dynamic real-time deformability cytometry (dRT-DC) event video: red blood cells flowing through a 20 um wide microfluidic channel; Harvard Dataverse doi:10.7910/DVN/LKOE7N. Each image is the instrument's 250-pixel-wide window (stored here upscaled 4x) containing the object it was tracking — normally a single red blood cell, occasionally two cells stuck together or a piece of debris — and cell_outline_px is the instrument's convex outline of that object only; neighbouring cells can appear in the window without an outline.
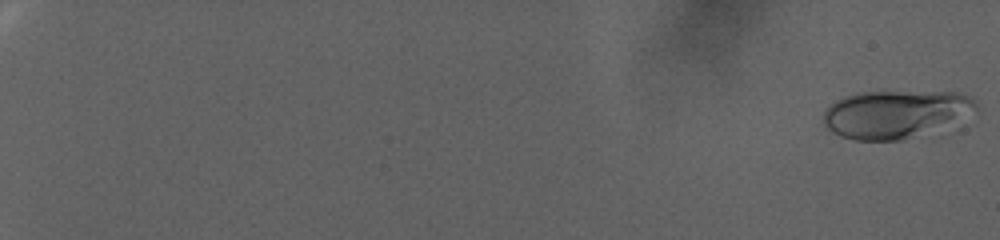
{"species": "human", "species_latin": "Homo sapiens", "temperature_condition": "warm", "stored_images_in_passage": 103, "camera_frame_rate_fps": 3000, "um_per_image_px": 0.085, "donor": {"sex": "female"}, "frame": {"image": 1, "passage_image": 1, "time_ms": 0.0, "image_size_px": [1000, 240], "cell_outline_px": [[980, 112], [900, 140], [856, 140], [840, 136], [832, 132], [824, 124], [824, 112], [836, 100], [844, 96], [856, 92], [960, 92], [972, 96], [980, 108]], "centroid_in_image_um": [76.14, 9.66], "position_along_channel_um": 8.9, "area_um2": 42.25}}
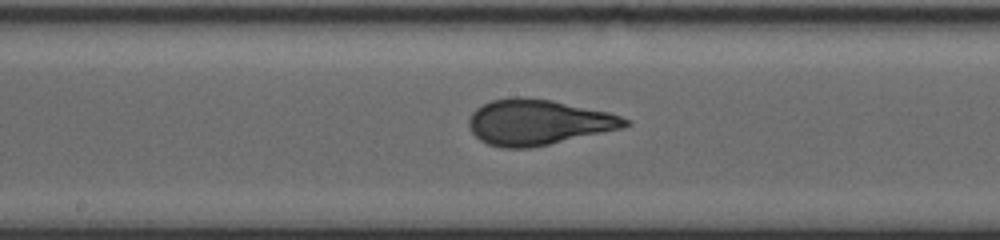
{"frame": {"image": 2, "passage_image": 63, "time_ms": 20.667, "image_size_px": [1000, 240], "cell_outline_px": [[632, 124], [620, 128], [532, 148], [500, 148], [488, 144], [480, 140], [468, 128], [468, 120], [472, 112], [476, 108], [492, 100], [512, 96], [520, 96], [552, 100], [608, 112], [632, 120]], "centroid_in_image_um": [45.71, 10.38], "position_along_channel_um": 202.5, "area_um2": 41.44}}
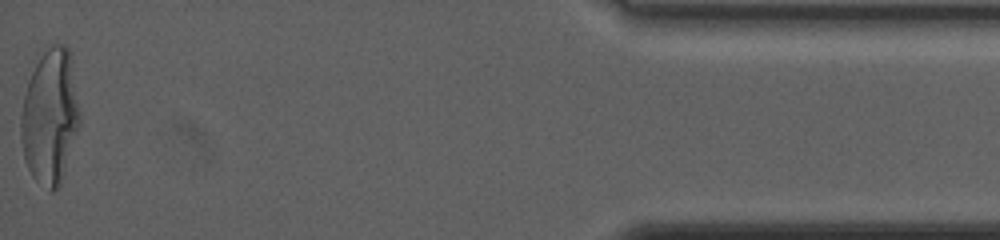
{"frame": {"image": 3, "passage_image": 103, "time_ms": 34.0, "image_size_px": [1000, 240], "cell_outline_px": [[80, 124], [60, 184], [52, 192], [48, 192], [32, 176], [24, 160], [20, 140], [20, 116], [24, 96], [28, 80], [40, 56], [52, 44], [64, 44], [68, 48], [80, 112]], "centroid_in_image_um": [4.23, 9.96], "position_along_channel_um": 431.0, "area_um2": 46.07}, "authors_computed_cell_mechanics": {"area_um2": 40.5756, "velocity_mm_per_s": 2.1994, "shape_relaxation_time_tau1_ms": 9.0958, "shape_relaxation_time_tau2_ms": null, "deformation_change_tau1": 0.2622, "deformation_change_tau2": null}}